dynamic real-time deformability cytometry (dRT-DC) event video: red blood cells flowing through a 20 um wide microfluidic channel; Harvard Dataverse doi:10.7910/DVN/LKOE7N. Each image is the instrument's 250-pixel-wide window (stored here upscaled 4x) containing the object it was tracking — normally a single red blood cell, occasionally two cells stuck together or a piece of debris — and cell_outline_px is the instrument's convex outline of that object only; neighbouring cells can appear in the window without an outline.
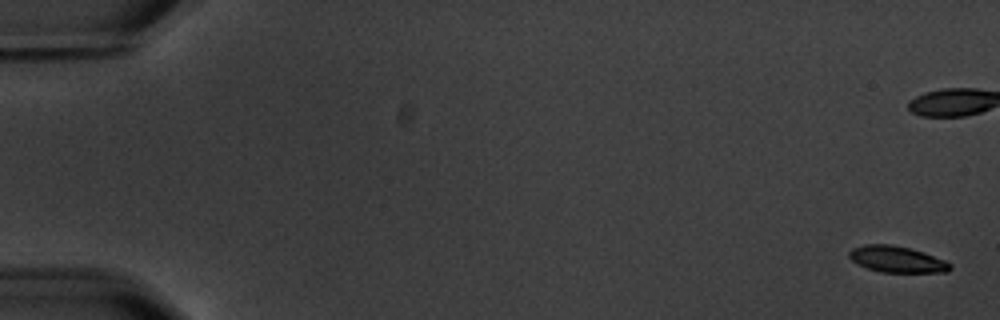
{"species": "common noctule bat (a hibernating species)", "species_latin": "Nyctalus noctula", "temperature_condition": "warm", "stored_images_in_passage": 7, "camera_frame_rate_fps": 3000, "um_per_image_px": 0.085, "animal": {"sex": "male", "body_mass_g": 20.1, "forearm_length_mm": 53.5}, "frame": {"image": 1, "passage_image": 1, "time_ms": 0.0, "image_size_px": [1000, 320], "cell_outline_px": [[952, 268], [948, 272], [880, 272], [868, 268], [852, 260], [848, 256], [848, 252], [852, 248], [864, 244], [892, 244], [924, 252], [944, 260], [952, 264]], "centroid_in_image_um": [76.24, 22.03], "position_along_channel_um": 8.8, "area_um2": 15.43}}
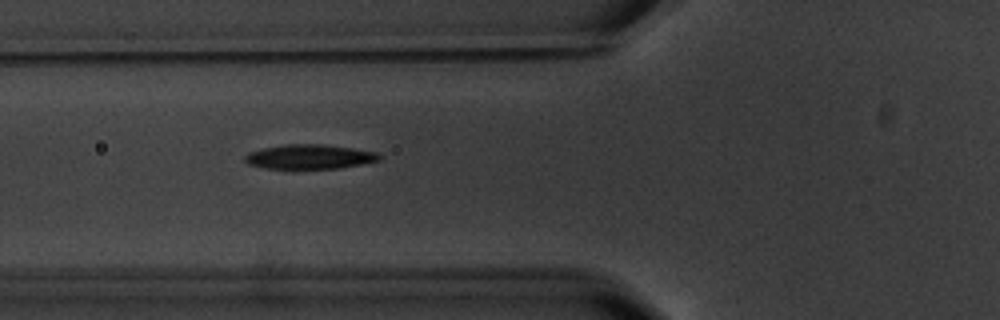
{"frame": {"image": 2, "passage_image": 7, "time_ms": 8.0, "image_size_px": [1000, 320], "cell_outline_px": [[384, 156], [380, 160], [340, 168], [264, 168], [248, 164], [244, 160], [244, 156], [248, 152], [264, 148], [284, 144], [320, 144], [352, 148], [376, 152]], "centroid_in_image_um": [26.31, 13.32], "position_along_channel_um": 99.5, "area_um2": 19.07}}